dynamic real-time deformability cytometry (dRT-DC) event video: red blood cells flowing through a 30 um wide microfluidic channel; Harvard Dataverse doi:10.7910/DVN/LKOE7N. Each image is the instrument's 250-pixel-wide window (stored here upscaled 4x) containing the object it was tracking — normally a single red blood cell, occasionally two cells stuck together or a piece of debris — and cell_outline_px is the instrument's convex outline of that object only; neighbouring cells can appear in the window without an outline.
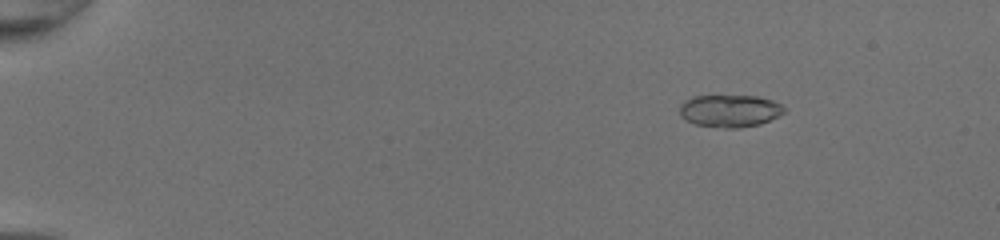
{"species": "common noctule bat (a hibernating species)", "species_latin": "Nyctalus noctula", "temperature_condition": "room temperature", "stored_images_in_passage": 52, "camera_frame_rate_fps": 3000, "um_per_image_px": 0.085, "animal": {"sex": "female", "body_mass_g": 20.0, "forearm_length_mm": 54.0}, "frame": {"image": 1, "passage_image": 9, "time_ms": 2.667, "image_size_px": [1000, 240], "cell_outline_px": [[784, 112], [760, 124], [740, 128], [724, 128], [696, 124], [680, 116], [680, 104], [684, 100], [692, 96], [756, 96], [772, 100], [780, 104], [784, 108]], "centroid_in_image_um": [62.0, 9.42], "position_along_channel_um": 23.0, "area_um2": 19.54}}
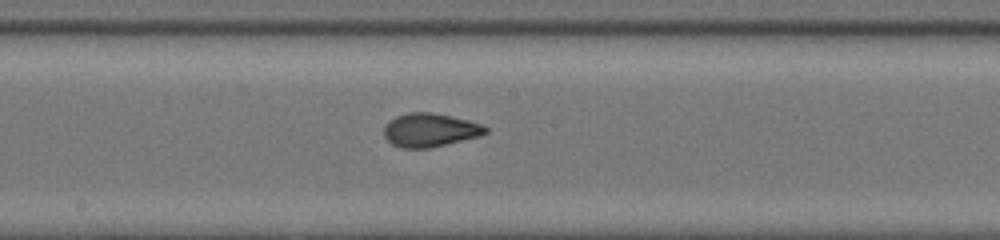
{"frame": {"image": 2, "passage_image": 31, "time_ms": 10.0, "image_size_px": [1000, 240], "cell_outline_px": [[488, 132], [480, 136], [428, 148], [400, 148], [392, 144], [384, 136], [384, 124], [388, 120], [396, 116], [408, 112], [432, 112], [452, 116], [484, 124], [488, 128]], "centroid_in_image_um": [36.54, 11.04], "position_along_channel_um": 211.7, "area_um2": 20.06}}
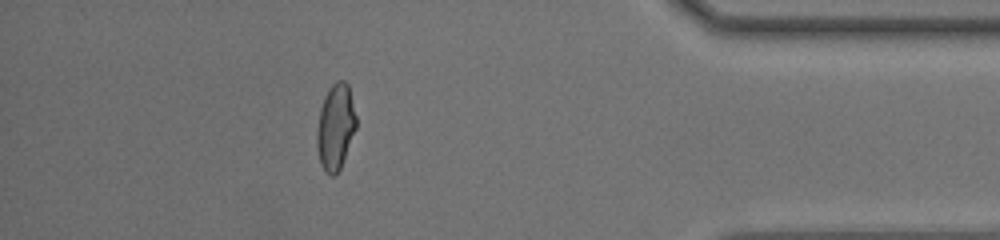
{"frame": {"image": 3, "passage_image": 47, "time_ms": 15.333, "image_size_px": [1000, 240], "cell_outline_px": [[356, 128], [340, 168], [332, 176], [324, 172], [320, 164], [316, 148], [316, 128], [320, 108], [324, 96], [328, 88], [336, 80], [344, 80], [348, 84], [356, 116]], "centroid_in_image_um": [28.49, 10.77], "position_along_channel_um": 406.7, "area_um2": 19.83}, "authors_computed_cell_mechanics": {"area_um2": 19.7965, "velocity_mm_per_s": 4.2791, "shape_relaxation_time_tau1_ms": null, "shape_relaxation_time_tau2_ms": 0.9391, "deformation_change_tau1": null, "deformation_change_tau2": 0.0683}}